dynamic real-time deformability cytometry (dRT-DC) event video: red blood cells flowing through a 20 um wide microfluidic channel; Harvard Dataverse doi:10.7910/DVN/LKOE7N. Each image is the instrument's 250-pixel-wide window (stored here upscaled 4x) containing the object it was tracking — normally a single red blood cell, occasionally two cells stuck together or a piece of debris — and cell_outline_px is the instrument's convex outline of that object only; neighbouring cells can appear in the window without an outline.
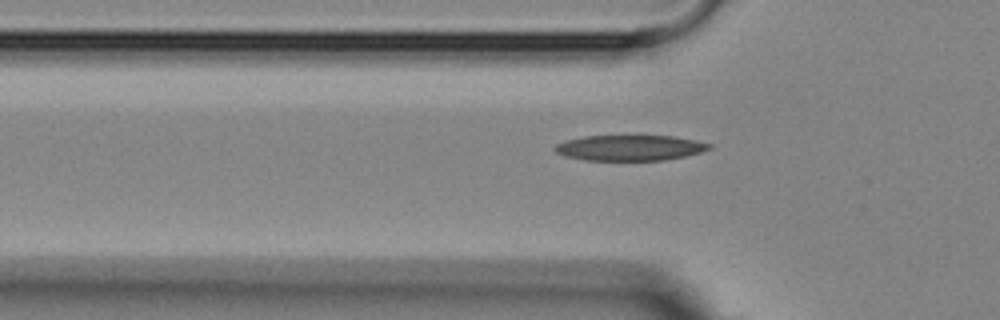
{"species": "Egyptian fruit bat (a non-hibernating species)", "species_latin": "Rousettus aegyptiacus", "temperature_condition": "room temperature", "stored_images_in_passage": 8, "camera_frame_rate_fps": 3000, "um_per_image_px": 0.085, "animal": {"sex": "female"}, "frame": {"image": 1, "passage_image": 8, "time_ms": 9.333, "image_size_px": [1000, 320], "cell_outline_px": [[712, 148], [700, 152], [684, 156], [664, 160], [584, 160], [564, 156], [556, 152], [552, 148], [556, 144], [564, 140], [584, 136], [672, 136], [696, 140], [712, 144]], "centroid_in_image_um": [53.5, 12.56], "position_along_channel_um": 72.3, "area_um2": 23.0}}